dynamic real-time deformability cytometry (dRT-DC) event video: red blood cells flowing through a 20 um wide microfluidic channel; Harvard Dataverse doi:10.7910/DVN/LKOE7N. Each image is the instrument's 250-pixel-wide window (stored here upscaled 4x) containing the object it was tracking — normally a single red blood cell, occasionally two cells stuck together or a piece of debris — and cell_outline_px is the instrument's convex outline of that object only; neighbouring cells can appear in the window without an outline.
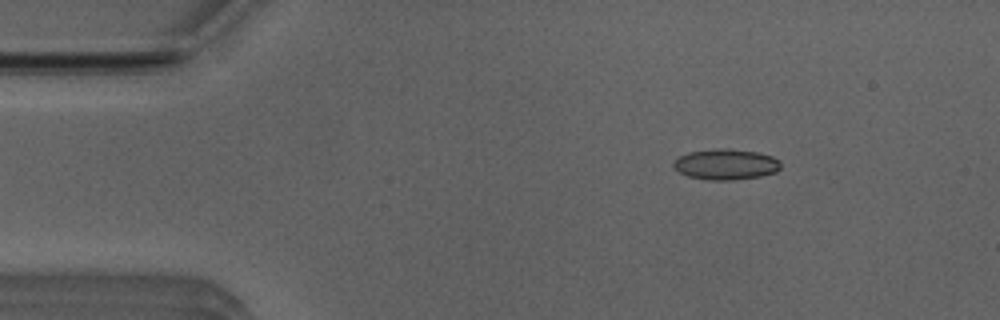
{"species": "Egyptian fruit bat (a non-hibernating species)", "species_latin": "Rousettus aegyptiacus", "temperature_condition": "room temperature", "stored_images_in_passage": 7, "camera_frame_rate_fps": 3000, "um_per_image_px": 0.085, "animal": {"sex": "male"}, "frame": {"image": 1, "passage_image": 1, "time_ms": 0.0, "image_size_px": [1000, 320], "cell_outline_px": [[780, 168], [776, 172], [760, 176], [732, 180], [708, 180], [688, 176], [672, 168], [672, 164], [676, 156], [688, 152], [720, 148], [728, 148], [756, 152], [772, 156], [780, 160]], "centroid_in_image_um": [61.66, 13.96], "position_along_channel_um": 23.3, "area_um2": 19.36}}